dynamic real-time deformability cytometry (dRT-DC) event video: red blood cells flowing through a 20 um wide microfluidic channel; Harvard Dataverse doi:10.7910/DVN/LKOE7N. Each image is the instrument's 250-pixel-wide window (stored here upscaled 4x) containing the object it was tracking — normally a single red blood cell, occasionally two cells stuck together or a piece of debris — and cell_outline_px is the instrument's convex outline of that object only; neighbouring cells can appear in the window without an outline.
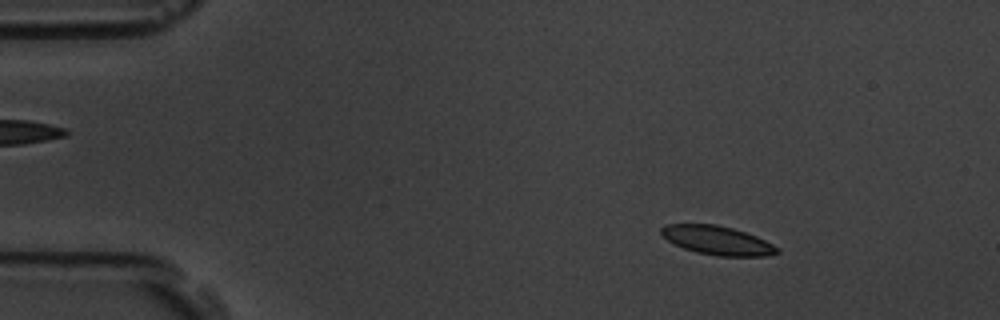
{"species": "common noctule bat (a hibernating species)", "species_latin": "Nyctalus noctula", "temperature_condition": "room temperature", "stored_images_in_passage": 7, "camera_frame_rate_fps": 3000, "um_per_image_px": 0.085, "animal": {"sex": "male", "body_mass_g": 19.5, "forearm_length_mm": 54.6}, "frame": {"image": 1, "passage_image": 1, "time_ms": 0.0, "image_size_px": [1000, 320], "cell_outline_px": [[780, 252], [764, 256], [716, 256], [696, 252], [684, 248], [668, 240], [660, 232], [660, 228], [664, 224], [716, 224], [732, 228], [756, 236], [780, 248]], "centroid_in_image_um": [60.97, 20.43], "position_along_channel_um": 24.0, "area_um2": 19.36}}
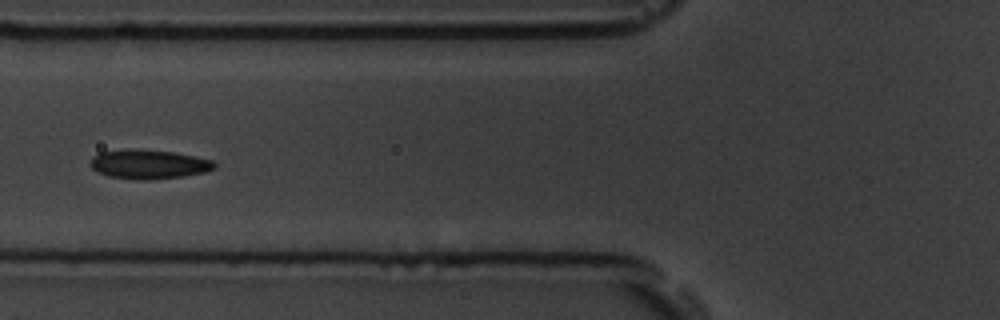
{"frame": {"image": 2, "passage_image": 5, "time_ms": 4.667, "image_size_px": [1000, 320], "cell_outline_px": [[216, 168], [204, 172], [184, 176], [152, 180], [136, 180], [108, 176], [96, 172], [88, 164], [92, 156], [100, 152], [136, 148], [176, 152], [212, 160], [216, 164]], "centroid_in_image_um": [12.61, 13.96], "position_along_channel_um": 113.2, "area_um2": 21.5}}
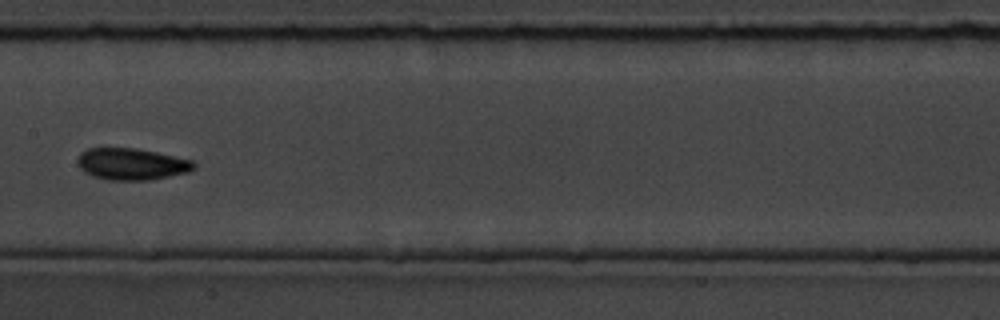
{"frame": {"image": 3, "passage_image": 7, "time_ms": 7.0, "image_size_px": [1000, 320], "cell_outline_px": [[196, 168], [188, 172], [148, 180], [108, 180], [92, 176], [84, 172], [76, 164], [76, 160], [80, 152], [88, 148], [136, 148], [156, 152], [192, 160], [196, 164]], "centroid_in_image_um": [11.15, 13.94], "position_along_channel_um": 196.3, "area_um2": 21.62}}